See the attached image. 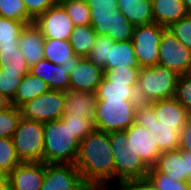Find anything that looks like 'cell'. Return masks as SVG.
I'll list each match as a JSON object with an SVG mask.
<instances>
[{"label": "cell", "instance_id": "6da1fadb", "mask_svg": "<svg viewBox=\"0 0 191 190\" xmlns=\"http://www.w3.org/2000/svg\"><path fill=\"white\" fill-rule=\"evenodd\" d=\"M75 166L82 179L97 184H115V163L109 133L94 130L80 141Z\"/></svg>", "mask_w": 191, "mask_h": 190}, {"label": "cell", "instance_id": "7a4b0ae2", "mask_svg": "<svg viewBox=\"0 0 191 190\" xmlns=\"http://www.w3.org/2000/svg\"><path fill=\"white\" fill-rule=\"evenodd\" d=\"M45 164H75L80 140L61 119L44 123Z\"/></svg>", "mask_w": 191, "mask_h": 190}, {"label": "cell", "instance_id": "3957f363", "mask_svg": "<svg viewBox=\"0 0 191 190\" xmlns=\"http://www.w3.org/2000/svg\"><path fill=\"white\" fill-rule=\"evenodd\" d=\"M180 75L176 71L155 65L141 67L136 85L138 101L151 103L175 96Z\"/></svg>", "mask_w": 191, "mask_h": 190}, {"label": "cell", "instance_id": "277c9868", "mask_svg": "<svg viewBox=\"0 0 191 190\" xmlns=\"http://www.w3.org/2000/svg\"><path fill=\"white\" fill-rule=\"evenodd\" d=\"M109 141L115 163V183L148 176L150 168L129 148L125 131L109 132Z\"/></svg>", "mask_w": 191, "mask_h": 190}, {"label": "cell", "instance_id": "5b68a950", "mask_svg": "<svg viewBox=\"0 0 191 190\" xmlns=\"http://www.w3.org/2000/svg\"><path fill=\"white\" fill-rule=\"evenodd\" d=\"M139 101L97 100L94 126L102 132L124 131L135 123Z\"/></svg>", "mask_w": 191, "mask_h": 190}, {"label": "cell", "instance_id": "8992f818", "mask_svg": "<svg viewBox=\"0 0 191 190\" xmlns=\"http://www.w3.org/2000/svg\"><path fill=\"white\" fill-rule=\"evenodd\" d=\"M44 123L21 117L12 141L22 162H43Z\"/></svg>", "mask_w": 191, "mask_h": 190}, {"label": "cell", "instance_id": "52a82bcc", "mask_svg": "<svg viewBox=\"0 0 191 190\" xmlns=\"http://www.w3.org/2000/svg\"><path fill=\"white\" fill-rule=\"evenodd\" d=\"M66 92L49 90L20 107L21 116L34 121L48 122L63 116Z\"/></svg>", "mask_w": 191, "mask_h": 190}, {"label": "cell", "instance_id": "ba28073f", "mask_svg": "<svg viewBox=\"0 0 191 190\" xmlns=\"http://www.w3.org/2000/svg\"><path fill=\"white\" fill-rule=\"evenodd\" d=\"M165 29L166 27L157 23L135 27L132 43L140 67L158 64L159 44Z\"/></svg>", "mask_w": 191, "mask_h": 190}, {"label": "cell", "instance_id": "9c48e42d", "mask_svg": "<svg viewBox=\"0 0 191 190\" xmlns=\"http://www.w3.org/2000/svg\"><path fill=\"white\" fill-rule=\"evenodd\" d=\"M42 35L49 39L69 40L74 24L64 6L57 1L50 9L34 20Z\"/></svg>", "mask_w": 191, "mask_h": 190}, {"label": "cell", "instance_id": "30bf717a", "mask_svg": "<svg viewBox=\"0 0 191 190\" xmlns=\"http://www.w3.org/2000/svg\"><path fill=\"white\" fill-rule=\"evenodd\" d=\"M190 57L191 51L166 28L159 44L158 65L184 75Z\"/></svg>", "mask_w": 191, "mask_h": 190}, {"label": "cell", "instance_id": "8fae6325", "mask_svg": "<svg viewBox=\"0 0 191 190\" xmlns=\"http://www.w3.org/2000/svg\"><path fill=\"white\" fill-rule=\"evenodd\" d=\"M90 25L97 35L107 36L114 42L132 40L136 27L118 9L108 16L90 17Z\"/></svg>", "mask_w": 191, "mask_h": 190}, {"label": "cell", "instance_id": "7c38bea8", "mask_svg": "<svg viewBox=\"0 0 191 190\" xmlns=\"http://www.w3.org/2000/svg\"><path fill=\"white\" fill-rule=\"evenodd\" d=\"M45 175V163L22 162L7 178L6 190H40Z\"/></svg>", "mask_w": 191, "mask_h": 190}, {"label": "cell", "instance_id": "4fadbf2b", "mask_svg": "<svg viewBox=\"0 0 191 190\" xmlns=\"http://www.w3.org/2000/svg\"><path fill=\"white\" fill-rule=\"evenodd\" d=\"M70 89L95 93L104 76V70L87 57H80L70 67Z\"/></svg>", "mask_w": 191, "mask_h": 190}, {"label": "cell", "instance_id": "5bb4252c", "mask_svg": "<svg viewBox=\"0 0 191 190\" xmlns=\"http://www.w3.org/2000/svg\"><path fill=\"white\" fill-rule=\"evenodd\" d=\"M124 131L129 148L138 153L149 168L153 167L161 152L148 129L134 123Z\"/></svg>", "mask_w": 191, "mask_h": 190}, {"label": "cell", "instance_id": "9a60e30c", "mask_svg": "<svg viewBox=\"0 0 191 190\" xmlns=\"http://www.w3.org/2000/svg\"><path fill=\"white\" fill-rule=\"evenodd\" d=\"M82 176L75 164H45L40 190H71Z\"/></svg>", "mask_w": 191, "mask_h": 190}, {"label": "cell", "instance_id": "2e32d148", "mask_svg": "<svg viewBox=\"0 0 191 190\" xmlns=\"http://www.w3.org/2000/svg\"><path fill=\"white\" fill-rule=\"evenodd\" d=\"M70 67L60 66L41 59L30 67L29 73L45 81L50 90L66 92L70 89Z\"/></svg>", "mask_w": 191, "mask_h": 190}, {"label": "cell", "instance_id": "e0dca14e", "mask_svg": "<svg viewBox=\"0 0 191 190\" xmlns=\"http://www.w3.org/2000/svg\"><path fill=\"white\" fill-rule=\"evenodd\" d=\"M151 104L155 110L157 121L170 126L175 132L180 134L190 115L176 98L160 99L151 102Z\"/></svg>", "mask_w": 191, "mask_h": 190}, {"label": "cell", "instance_id": "ac0fdd59", "mask_svg": "<svg viewBox=\"0 0 191 190\" xmlns=\"http://www.w3.org/2000/svg\"><path fill=\"white\" fill-rule=\"evenodd\" d=\"M44 39L34 22L25 25L21 30L18 46L29 68L44 59Z\"/></svg>", "mask_w": 191, "mask_h": 190}, {"label": "cell", "instance_id": "d6986e66", "mask_svg": "<svg viewBox=\"0 0 191 190\" xmlns=\"http://www.w3.org/2000/svg\"><path fill=\"white\" fill-rule=\"evenodd\" d=\"M97 97L93 92L69 89L66 91V101L63 115L72 113L77 116H87L92 121L95 116Z\"/></svg>", "mask_w": 191, "mask_h": 190}, {"label": "cell", "instance_id": "ffe728a7", "mask_svg": "<svg viewBox=\"0 0 191 190\" xmlns=\"http://www.w3.org/2000/svg\"><path fill=\"white\" fill-rule=\"evenodd\" d=\"M153 167L177 181L187 182L185 151L176 149L162 152Z\"/></svg>", "mask_w": 191, "mask_h": 190}, {"label": "cell", "instance_id": "44dd1931", "mask_svg": "<svg viewBox=\"0 0 191 190\" xmlns=\"http://www.w3.org/2000/svg\"><path fill=\"white\" fill-rule=\"evenodd\" d=\"M43 51L46 60L65 67L74 66L80 58L75 55L69 40L45 38Z\"/></svg>", "mask_w": 191, "mask_h": 190}, {"label": "cell", "instance_id": "7402d4cb", "mask_svg": "<svg viewBox=\"0 0 191 190\" xmlns=\"http://www.w3.org/2000/svg\"><path fill=\"white\" fill-rule=\"evenodd\" d=\"M152 15L154 23L168 28L188 14L182 0H155L152 2Z\"/></svg>", "mask_w": 191, "mask_h": 190}, {"label": "cell", "instance_id": "603a6c76", "mask_svg": "<svg viewBox=\"0 0 191 190\" xmlns=\"http://www.w3.org/2000/svg\"><path fill=\"white\" fill-rule=\"evenodd\" d=\"M118 10L134 26L149 25L154 23L152 3L147 0H118Z\"/></svg>", "mask_w": 191, "mask_h": 190}, {"label": "cell", "instance_id": "cb8c5ba5", "mask_svg": "<svg viewBox=\"0 0 191 190\" xmlns=\"http://www.w3.org/2000/svg\"><path fill=\"white\" fill-rule=\"evenodd\" d=\"M95 94L97 100L138 101L136 86H129V82L109 81L105 76Z\"/></svg>", "mask_w": 191, "mask_h": 190}, {"label": "cell", "instance_id": "d4e9b609", "mask_svg": "<svg viewBox=\"0 0 191 190\" xmlns=\"http://www.w3.org/2000/svg\"><path fill=\"white\" fill-rule=\"evenodd\" d=\"M148 129L154 142L157 144L160 152L178 149L179 134L170 126L161 124L154 115V121L151 123H136Z\"/></svg>", "mask_w": 191, "mask_h": 190}, {"label": "cell", "instance_id": "484cf974", "mask_svg": "<svg viewBox=\"0 0 191 190\" xmlns=\"http://www.w3.org/2000/svg\"><path fill=\"white\" fill-rule=\"evenodd\" d=\"M49 90L50 88L45 81L28 73L21 79L20 85L15 97L11 101V104L20 108L25 103L48 92Z\"/></svg>", "mask_w": 191, "mask_h": 190}, {"label": "cell", "instance_id": "4316f807", "mask_svg": "<svg viewBox=\"0 0 191 190\" xmlns=\"http://www.w3.org/2000/svg\"><path fill=\"white\" fill-rule=\"evenodd\" d=\"M115 67L141 68L135 56L132 40L114 42L113 46H110L109 61L106 63V71Z\"/></svg>", "mask_w": 191, "mask_h": 190}, {"label": "cell", "instance_id": "83f0119b", "mask_svg": "<svg viewBox=\"0 0 191 190\" xmlns=\"http://www.w3.org/2000/svg\"><path fill=\"white\" fill-rule=\"evenodd\" d=\"M96 36L97 34L90 24L74 26L69 42L75 55L79 57H87L93 48Z\"/></svg>", "mask_w": 191, "mask_h": 190}, {"label": "cell", "instance_id": "f1b7e54d", "mask_svg": "<svg viewBox=\"0 0 191 190\" xmlns=\"http://www.w3.org/2000/svg\"><path fill=\"white\" fill-rule=\"evenodd\" d=\"M24 26L21 21L0 17V49L19 47L20 32Z\"/></svg>", "mask_w": 191, "mask_h": 190}, {"label": "cell", "instance_id": "f546056e", "mask_svg": "<svg viewBox=\"0 0 191 190\" xmlns=\"http://www.w3.org/2000/svg\"><path fill=\"white\" fill-rule=\"evenodd\" d=\"M29 71H20L13 69H0V92L10 101L16 95L21 79Z\"/></svg>", "mask_w": 191, "mask_h": 190}, {"label": "cell", "instance_id": "4dcf8cb0", "mask_svg": "<svg viewBox=\"0 0 191 190\" xmlns=\"http://www.w3.org/2000/svg\"><path fill=\"white\" fill-rule=\"evenodd\" d=\"M67 11L74 26L90 24V8L84 0H58Z\"/></svg>", "mask_w": 191, "mask_h": 190}, {"label": "cell", "instance_id": "1f68e13d", "mask_svg": "<svg viewBox=\"0 0 191 190\" xmlns=\"http://www.w3.org/2000/svg\"><path fill=\"white\" fill-rule=\"evenodd\" d=\"M0 17L21 21L25 25L34 22L22 0H0Z\"/></svg>", "mask_w": 191, "mask_h": 190}, {"label": "cell", "instance_id": "d6a6232c", "mask_svg": "<svg viewBox=\"0 0 191 190\" xmlns=\"http://www.w3.org/2000/svg\"><path fill=\"white\" fill-rule=\"evenodd\" d=\"M114 41L107 36L97 35L96 41L87 58L96 66L106 71V63L109 61L110 46Z\"/></svg>", "mask_w": 191, "mask_h": 190}, {"label": "cell", "instance_id": "836d02e7", "mask_svg": "<svg viewBox=\"0 0 191 190\" xmlns=\"http://www.w3.org/2000/svg\"><path fill=\"white\" fill-rule=\"evenodd\" d=\"M60 119L64 124H68V127L80 141L95 130L94 122L87 116H77L70 113L63 115Z\"/></svg>", "mask_w": 191, "mask_h": 190}, {"label": "cell", "instance_id": "e575fe53", "mask_svg": "<svg viewBox=\"0 0 191 190\" xmlns=\"http://www.w3.org/2000/svg\"><path fill=\"white\" fill-rule=\"evenodd\" d=\"M20 108L13 105L0 111V138H12L21 119Z\"/></svg>", "mask_w": 191, "mask_h": 190}, {"label": "cell", "instance_id": "d590c367", "mask_svg": "<svg viewBox=\"0 0 191 190\" xmlns=\"http://www.w3.org/2000/svg\"><path fill=\"white\" fill-rule=\"evenodd\" d=\"M20 163L12 138H0V168L9 174Z\"/></svg>", "mask_w": 191, "mask_h": 190}, {"label": "cell", "instance_id": "8d00e7d4", "mask_svg": "<svg viewBox=\"0 0 191 190\" xmlns=\"http://www.w3.org/2000/svg\"><path fill=\"white\" fill-rule=\"evenodd\" d=\"M147 178L160 190H191V182L177 181L169 175L159 173L154 167L149 169Z\"/></svg>", "mask_w": 191, "mask_h": 190}, {"label": "cell", "instance_id": "74e56055", "mask_svg": "<svg viewBox=\"0 0 191 190\" xmlns=\"http://www.w3.org/2000/svg\"><path fill=\"white\" fill-rule=\"evenodd\" d=\"M140 68H112L109 71H104V76L109 81L129 82V86H136L138 81Z\"/></svg>", "mask_w": 191, "mask_h": 190}, {"label": "cell", "instance_id": "f35d334b", "mask_svg": "<svg viewBox=\"0 0 191 190\" xmlns=\"http://www.w3.org/2000/svg\"><path fill=\"white\" fill-rule=\"evenodd\" d=\"M177 39L191 51V15L179 19L168 28Z\"/></svg>", "mask_w": 191, "mask_h": 190}, {"label": "cell", "instance_id": "ab89813d", "mask_svg": "<svg viewBox=\"0 0 191 190\" xmlns=\"http://www.w3.org/2000/svg\"><path fill=\"white\" fill-rule=\"evenodd\" d=\"M176 100L186 109L191 116V77L180 75L175 96Z\"/></svg>", "mask_w": 191, "mask_h": 190}, {"label": "cell", "instance_id": "60d3db41", "mask_svg": "<svg viewBox=\"0 0 191 190\" xmlns=\"http://www.w3.org/2000/svg\"><path fill=\"white\" fill-rule=\"evenodd\" d=\"M90 8V17H104L117 10L118 0H84Z\"/></svg>", "mask_w": 191, "mask_h": 190}, {"label": "cell", "instance_id": "b9f144b4", "mask_svg": "<svg viewBox=\"0 0 191 190\" xmlns=\"http://www.w3.org/2000/svg\"><path fill=\"white\" fill-rule=\"evenodd\" d=\"M27 14L35 20L38 16L50 9L58 0H22Z\"/></svg>", "mask_w": 191, "mask_h": 190}, {"label": "cell", "instance_id": "7bdbcfd3", "mask_svg": "<svg viewBox=\"0 0 191 190\" xmlns=\"http://www.w3.org/2000/svg\"><path fill=\"white\" fill-rule=\"evenodd\" d=\"M0 69L29 71L24 56L0 57Z\"/></svg>", "mask_w": 191, "mask_h": 190}, {"label": "cell", "instance_id": "ee69618b", "mask_svg": "<svg viewBox=\"0 0 191 190\" xmlns=\"http://www.w3.org/2000/svg\"><path fill=\"white\" fill-rule=\"evenodd\" d=\"M155 110L151 103L137 104L135 123H151L154 121Z\"/></svg>", "mask_w": 191, "mask_h": 190}, {"label": "cell", "instance_id": "f6af8a7d", "mask_svg": "<svg viewBox=\"0 0 191 190\" xmlns=\"http://www.w3.org/2000/svg\"><path fill=\"white\" fill-rule=\"evenodd\" d=\"M178 149L191 152V116L180 131Z\"/></svg>", "mask_w": 191, "mask_h": 190}, {"label": "cell", "instance_id": "bcb514c9", "mask_svg": "<svg viewBox=\"0 0 191 190\" xmlns=\"http://www.w3.org/2000/svg\"><path fill=\"white\" fill-rule=\"evenodd\" d=\"M118 190H147V177L134 180H124L116 183Z\"/></svg>", "mask_w": 191, "mask_h": 190}, {"label": "cell", "instance_id": "7dc6e473", "mask_svg": "<svg viewBox=\"0 0 191 190\" xmlns=\"http://www.w3.org/2000/svg\"><path fill=\"white\" fill-rule=\"evenodd\" d=\"M98 185L93 181L82 179L71 190H94Z\"/></svg>", "mask_w": 191, "mask_h": 190}, {"label": "cell", "instance_id": "c3c4849f", "mask_svg": "<svg viewBox=\"0 0 191 190\" xmlns=\"http://www.w3.org/2000/svg\"><path fill=\"white\" fill-rule=\"evenodd\" d=\"M13 56H23V53L19 47L0 49V57H13Z\"/></svg>", "mask_w": 191, "mask_h": 190}, {"label": "cell", "instance_id": "681fc988", "mask_svg": "<svg viewBox=\"0 0 191 190\" xmlns=\"http://www.w3.org/2000/svg\"><path fill=\"white\" fill-rule=\"evenodd\" d=\"M185 166L187 172V182H191V152L185 151Z\"/></svg>", "mask_w": 191, "mask_h": 190}, {"label": "cell", "instance_id": "f907efd6", "mask_svg": "<svg viewBox=\"0 0 191 190\" xmlns=\"http://www.w3.org/2000/svg\"><path fill=\"white\" fill-rule=\"evenodd\" d=\"M8 174L0 168V190L7 189Z\"/></svg>", "mask_w": 191, "mask_h": 190}, {"label": "cell", "instance_id": "816d5d0a", "mask_svg": "<svg viewBox=\"0 0 191 190\" xmlns=\"http://www.w3.org/2000/svg\"><path fill=\"white\" fill-rule=\"evenodd\" d=\"M11 101L9 99H7L1 92H0V111L7 109L8 107H10Z\"/></svg>", "mask_w": 191, "mask_h": 190}, {"label": "cell", "instance_id": "f5cc1de1", "mask_svg": "<svg viewBox=\"0 0 191 190\" xmlns=\"http://www.w3.org/2000/svg\"><path fill=\"white\" fill-rule=\"evenodd\" d=\"M111 187L112 185L109 186V184H99L94 190H115V186Z\"/></svg>", "mask_w": 191, "mask_h": 190}, {"label": "cell", "instance_id": "db71d44e", "mask_svg": "<svg viewBox=\"0 0 191 190\" xmlns=\"http://www.w3.org/2000/svg\"><path fill=\"white\" fill-rule=\"evenodd\" d=\"M188 15H191V0H182Z\"/></svg>", "mask_w": 191, "mask_h": 190}, {"label": "cell", "instance_id": "11a10c76", "mask_svg": "<svg viewBox=\"0 0 191 190\" xmlns=\"http://www.w3.org/2000/svg\"><path fill=\"white\" fill-rule=\"evenodd\" d=\"M147 190H160L151 180L147 178Z\"/></svg>", "mask_w": 191, "mask_h": 190}, {"label": "cell", "instance_id": "9f6ffc18", "mask_svg": "<svg viewBox=\"0 0 191 190\" xmlns=\"http://www.w3.org/2000/svg\"><path fill=\"white\" fill-rule=\"evenodd\" d=\"M184 75L191 77V57H190V59L188 61V65H187V68L185 70V74Z\"/></svg>", "mask_w": 191, "mask_h": 190}]
</instances>
